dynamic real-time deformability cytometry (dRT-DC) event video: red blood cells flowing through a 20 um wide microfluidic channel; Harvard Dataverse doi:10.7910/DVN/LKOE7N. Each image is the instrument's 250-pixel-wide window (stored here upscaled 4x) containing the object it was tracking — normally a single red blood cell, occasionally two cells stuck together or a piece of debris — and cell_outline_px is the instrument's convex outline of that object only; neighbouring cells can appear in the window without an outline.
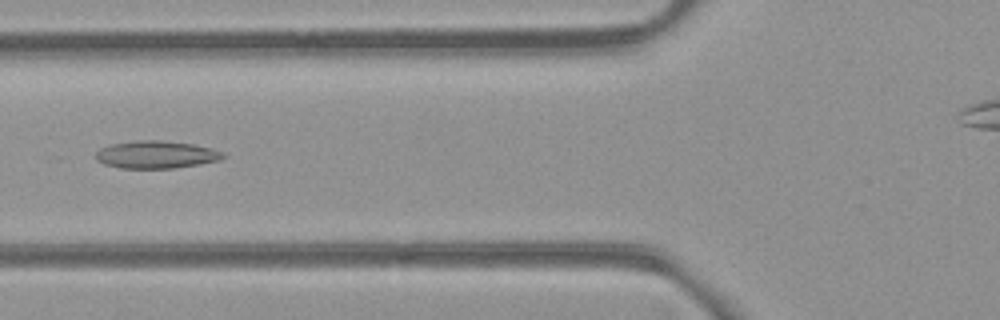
{"species": "common noctule bat (a hibernating species)", "species_latin": "Nyctalus noctula", "temperature_condition": "room temperature", "stored_images_in_passage": 4, "camera_frame_rate_fps": 3000, "um_per_image_px": 0.085, "animal": {"sex": "female", "body_mass_g": 21.9}, "frame": {"image": 1, "passage_image": 2, "time_ms": 1.333, "image_size_px": [1000, 320], "cell_outline_px": [[228, 156], [220, 160], [200, 164], [172, 168], [120, 168], [104, 164], [96, 160], [96, 152], [100, 148], [112, 144], [140, 140], [160, 140], [192, 144], [224, 152]], "centroid_in_image_um": [13.28, 13.15], "position_along_channel_um": 112.5, "area_um2": 20.35}}
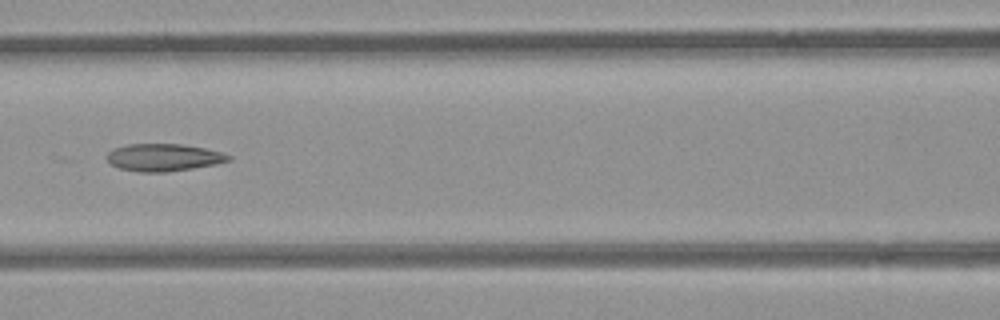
{"frame": {"image": 2, "passage_image": 3, "time_ms": 2.333, "image_size_px": [1000, 320], "cell_outline_px": [[232, 160], [216, 164], [168, 172], [140, 172], [120, 168], [112, 164], [108, 160], [108, 152], [112, 148], [128, 144], [180, 144], [204, 148], [220, 152], [232, 156]], "centroid_in_image_um": [13.92, 13.38], "position_along_channel_um": 152.7, "area_um2": 19.31}}
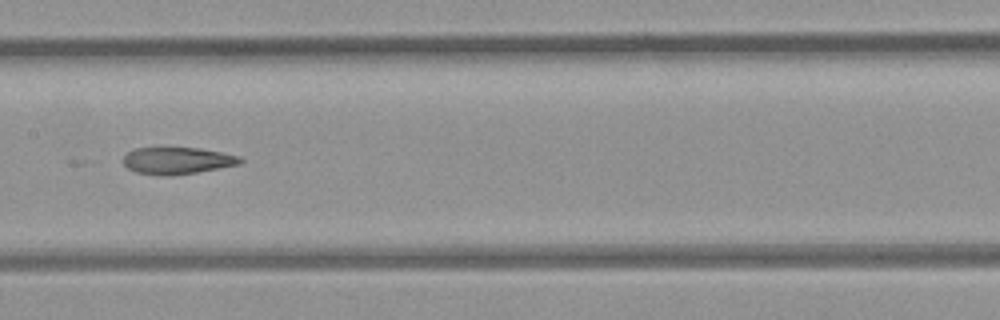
{"frame": {"image": 3, "passage_image": 4, "time_ms": 3.333, "image_size_px": [1000, 320], "cell_outline_px": [[244, 160], [240, 164], [196, 172], [172, 176], [164, 176], [136, 172], [128, 168], [124, 164], [124, 156], [132, 148], [200, 148], [240, 156]], "centroid_in_image_um": [15.07, 13.65], "position_along_channel_um": 192.3, "area_um2": 18.26}}